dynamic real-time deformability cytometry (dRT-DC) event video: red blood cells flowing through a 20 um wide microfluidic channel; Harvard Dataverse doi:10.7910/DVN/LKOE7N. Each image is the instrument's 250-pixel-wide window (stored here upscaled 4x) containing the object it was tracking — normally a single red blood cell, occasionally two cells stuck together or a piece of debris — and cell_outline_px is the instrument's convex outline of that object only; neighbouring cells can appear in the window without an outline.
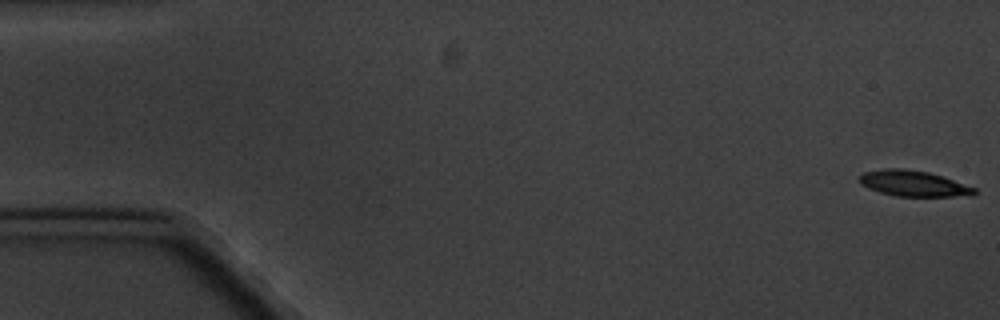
{"species": "common noctule bat (a hibernating species)", "species_latin": "Nyctalus noctula", "temperature_condition": "cold", "stored_images_in_passage": 6, "camera_frame_rate_fps": 3000, "um_per_image_px": 0.085, "animal": {"sex": "male", "body_mass_g": 20.1, "forearm_length_mm": 53.5}, "frame": {"image": 1, "passage_image": 1, "time_ms": 0.0, "image_size_px": [1000, 320], "cell_outline_px": [[976, 192], [972, 196], [896, 196], [880, 192], [868, 188], [860, 184], [860, 176], [864, 172], [884, 168], [904, 168], [928, 172], [976, 188]], "centroid_in_image_um": [77.62, 15.59], "position_along_channel_um": 7.4, "area_um2": 17.11}}
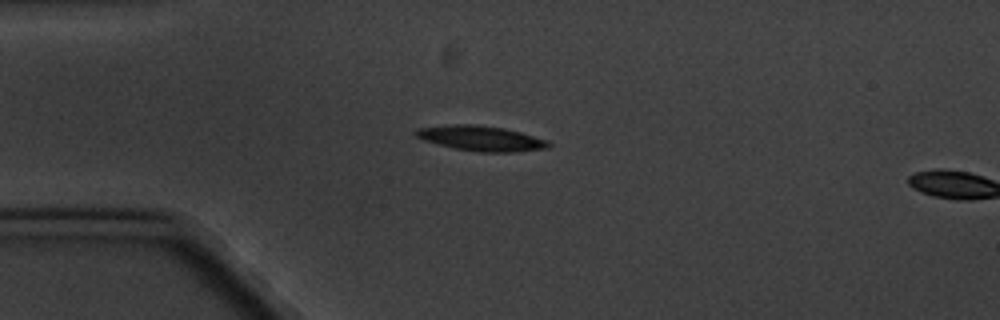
{"frame": {"image": 2, "passage_image": 5, "time_ms": 4.667, "image_size_px": [1000, 320], "cell_outline_px": [[552, 144], [548, 148], [516, 152], [480, 152], [456, 148], [424, 140], [416, 136], [412, 132], [416, 128], [448, 124], [476, 124], [504, 128], [520, 132], [548, 140]], "centroid_in_image_um": [40.89, 11.75], "position_along_channel_um": 44.1, "area_um2": 19.48}}